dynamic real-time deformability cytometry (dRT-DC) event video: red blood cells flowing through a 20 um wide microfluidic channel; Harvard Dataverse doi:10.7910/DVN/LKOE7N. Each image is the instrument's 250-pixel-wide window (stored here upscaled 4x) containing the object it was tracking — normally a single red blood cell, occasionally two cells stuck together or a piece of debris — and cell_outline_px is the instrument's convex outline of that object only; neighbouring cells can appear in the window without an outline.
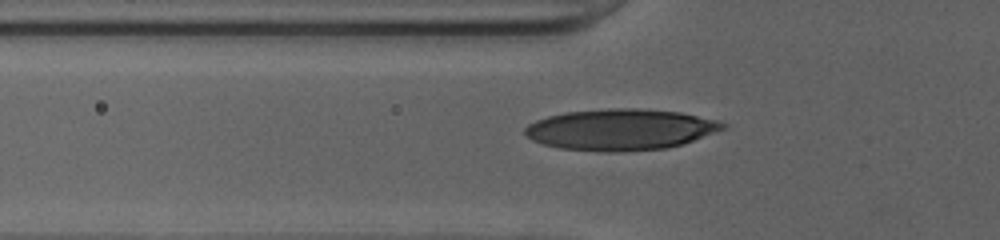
{"species": "human", "species_latin": "Homo sapiens", "temperature_condition": "cold", "stored_images_in_passage": 34, "camera_frame_rate_fps": 3000, "um_per_image_px": 0.085, "donor": {"sex": "female"}, "frame": {"image": 1, "passage_image": 5, "time_ms": 1.333, "image_size_px": [1000, 240], "cell_outline_px": [[728, 128], [684, 144], [664, 148], [616, 152], [612, 152], [560, 148], [544, 144], [532, 140], [524, 132], [524, 128], [528, 124], [536, 120], [548, 116], [564, 112], [608, 108], [636, 108], [680, 112], [716, 120], [728, 124]], "centroid_in_image_um": [52.77, 11.0], "position_along_channel_um": 73.0, "area_um2": 47.51}}
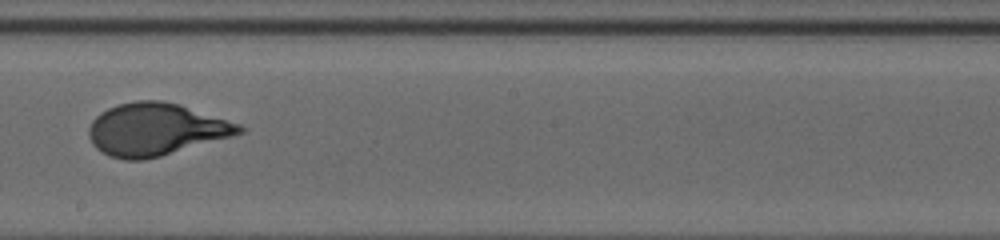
{"frame": {"image": 2, "passage_image": 17, "time_ms": 5.333, "image_size_px": [1000, 240], "cell_outline_px": [[248, 128], [244, 132], [232, 136], [160, 156], [144, 160], [124, 160], [108, 156], [96, 148], [92, 144], [88, 136], [88, 128], [92, 120], [100, 112], [108, 108], [120, 104], [136, 100], [160, 100], [180, 104], [240, 124]], "centroid_in_image_um": [13.22, 11.0], "position_along_channel_um": 235.0, "area_um2": 46.01}}
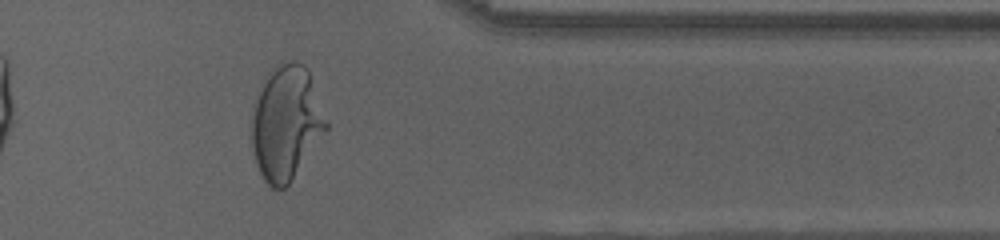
{"frame": {"image": 3, "passage_image": 29, "time_ms": 9.333, "image_size_px": [1000, 240], "cell_outline_px": [[328, 128], [288, 184], [284, 188], [272, 188], [264, 180], [256, 164], [252, 148], [252, 116], [256, 100], [268, 72], [280, 60], [296, 60], [304, 64], [308, 68], [328, 124]], "centroid_in_image_um": [24.32, 10.4], "position_along_channel_um": 387.1, "area_um2": 49.25}, "authors_computed_cell_mechanics": {"area_um2": 45.373, "velocity_mm_per_s": 4.0305, "shape_relaxation_time_tau1_ms": 3.5603, "shape_relaxation_time_tau2_ms": null, "deformation_change_tau1": 0.2157, "deformation_change_tau2": null}}